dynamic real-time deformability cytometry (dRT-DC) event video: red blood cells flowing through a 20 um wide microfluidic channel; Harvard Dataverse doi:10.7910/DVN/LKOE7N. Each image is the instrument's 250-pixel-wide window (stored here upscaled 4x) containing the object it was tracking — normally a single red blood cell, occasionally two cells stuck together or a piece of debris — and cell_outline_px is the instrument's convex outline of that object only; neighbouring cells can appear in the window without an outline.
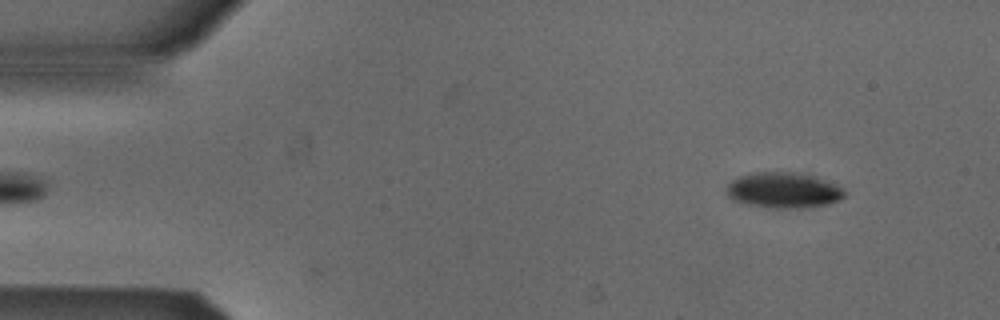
{"species": "Egyptian fruit bat (a non-hibernating species)", "species_latin": "Rousettus aegyptiacus", "temperature_condition": "cold", "stored_images_in_passage": 11, "camera_frame_rate_fps": 3000, "um_per_image_px": 0.085, "animal": {"sex": "male"}, "frame": {"image": 1, "passage_image": 3, "time_ms": 0.667, "image_size_px": [1000, 320], "cell_outline_px": [[844, 196], [840, 200], [828, 204], [800, 208], [776, 208], [748, 204], [736, 200], [728, 196], [724, 188], [736, 176], [752, 172], [792, 172], [812, 176], [836, 184], [844, 192]], "centroid_in_image_um": [66.55, 16.16], "position_along_channel_um": 18.5, "area_um2": 24.33}}